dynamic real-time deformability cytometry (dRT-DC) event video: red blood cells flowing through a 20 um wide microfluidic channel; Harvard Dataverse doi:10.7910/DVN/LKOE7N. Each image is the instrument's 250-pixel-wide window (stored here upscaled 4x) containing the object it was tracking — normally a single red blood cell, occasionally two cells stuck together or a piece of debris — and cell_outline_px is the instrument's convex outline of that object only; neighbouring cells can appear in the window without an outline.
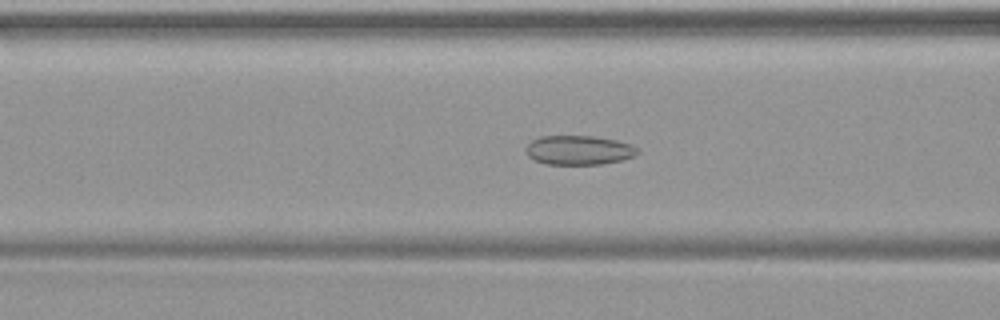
{"species": "common noctule bat (a hibernating species)", "species_latin": "Nyctalus noctula", "temperature_condition": "warm", "stored_images_in_passage": 48, "camera_frame_rate_fps": 3000, "um_per_image_px": 0.085, "animal": {"sex": "female", "body_mass_g": 19.9}, "frame": {"image": 1, "passage_image": 19, "time_ms": 6.0, "image_size_px": [1000, 320], "cell_outline_px": [[640, 152], [636, 156], [624, 160], [600, 164], [544, 164], [528, 156], [524, 148], [532, 140], [540, 136], [592, 136], [616, 140], [632, 144], [640, 148]], "centroid_in_image_um": [49.25, 12.76], "position_along_channel_um": 117.4, "area_um2": 19.31}}
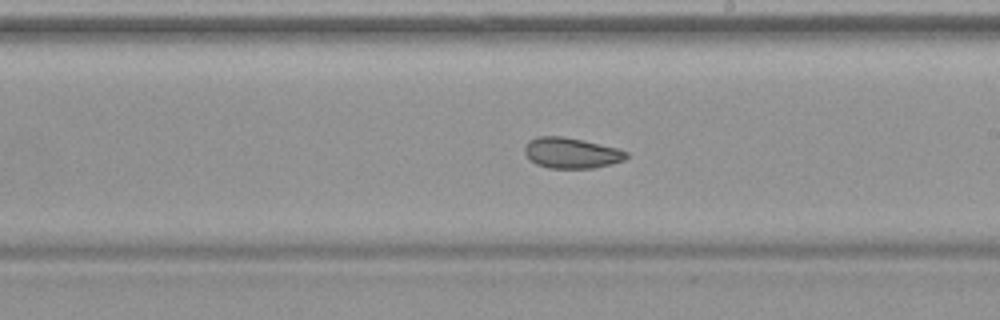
{"frame": {"image": 2, "passage_image": 28, "time_ms": 9.0, "image_size_px": [1000, 320], "cell_outline_px": [[628, 156], [624, 160], [612, 164], [592, 168], [548, 168], [536, 164], [524, 152], [524, 148], [528, 140], [536, 136], [560, 136], [580, 140], [616, 148], [628, 152]], "centroid_in_image_um": [48.54, 13.01], "position_along_channel_um": 240.5, "area_um2": 17.98}}
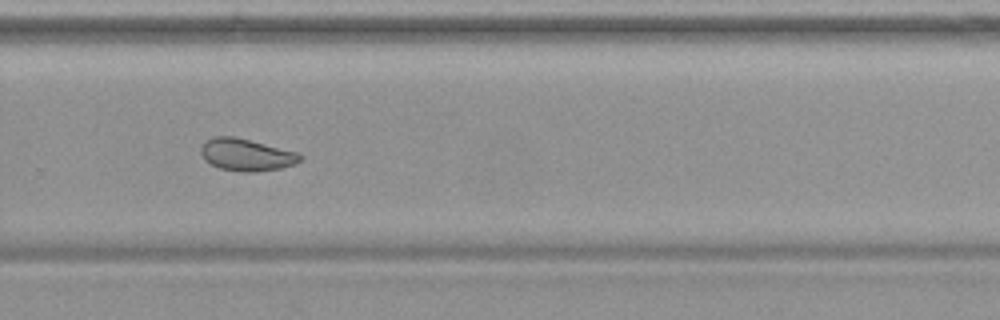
{"frame": {"image": 3, "passage_image": 33, "time_ms": 10.667, "image_size_px": [1000, 320], "cell_outline_px": [[304, 156], [300, 160], [292, 164], [280, 168], [252, 172], [240, 172], [220, 168], [204, 160], [200, 152], [200, 148], [204, 140], [212, 136], [236, 136], [300, 152]], "centroid_in_image_um": [20.92, 13.13], "position_along_channel_um": 308.9, "area_um2": 18.9}}